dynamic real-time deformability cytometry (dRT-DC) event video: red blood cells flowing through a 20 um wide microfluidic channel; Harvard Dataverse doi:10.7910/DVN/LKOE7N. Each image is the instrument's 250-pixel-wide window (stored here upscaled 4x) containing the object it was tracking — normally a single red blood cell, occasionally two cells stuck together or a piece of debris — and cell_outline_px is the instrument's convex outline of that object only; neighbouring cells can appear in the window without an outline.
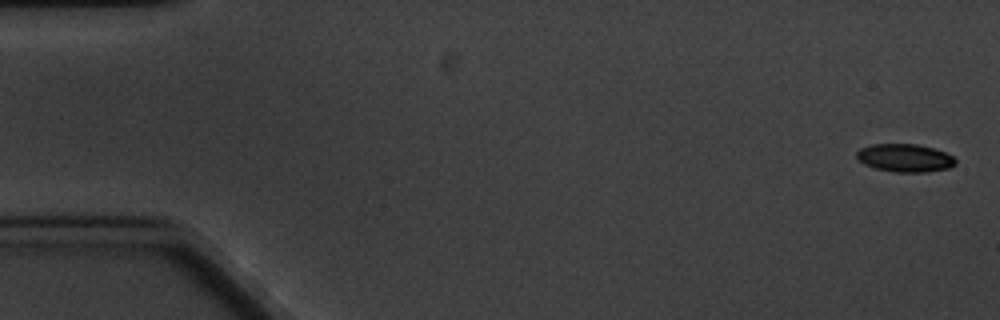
{"species": "common noctule bat (a hibernating species)", "species_latin": "Nyctalus noctula", "temperature_condition": "cold", "stored_images_in_passage": 5, "camera_frame_rate_fps": 3000, "um_per_image_px": 0.085, "animal": {"sex": "male", "body_mass_g": 20.1, "forearm_length_mm": 53.5}, "frame": {"image": 1, "passage_image": 1, "time_ms": 0.0, "image_size_px": [1000, 320], "cell_outline_px": [[956, 164], [948, 168], [928, 172], [896, 172], [876, 168], [864, 164], [856, 156], [856, 152], [860, 148], [872, 144], [916, 144], [932, 148], [944, 152], [952, 156], [956, 160]], "centroid_in_image_um": [76.91, 13.42], "position_along_channel_um": 8.1, "area_um2": 16.01}}
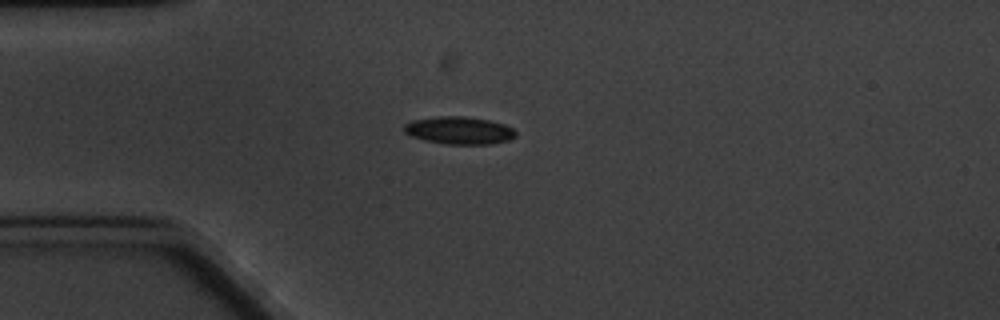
{"frame": {"image": 2, "passage_image": 5, "time_ms": 4.667, "image_size_px": [1000, 320], "cell_outline_px": [[516, 136], [508, 140], [488, 144], [448, 144], [424, 140], [412, 136], [404, 132], [404, 124], [412, 120], [436, 116], [464, 116], [488, 120], [504, 124], [512, 128], [516, 132]], "centroid_in_image_um": [39.01, 11.08], "position_along_channel_um": 46.0, "area_um2": 17.86}}